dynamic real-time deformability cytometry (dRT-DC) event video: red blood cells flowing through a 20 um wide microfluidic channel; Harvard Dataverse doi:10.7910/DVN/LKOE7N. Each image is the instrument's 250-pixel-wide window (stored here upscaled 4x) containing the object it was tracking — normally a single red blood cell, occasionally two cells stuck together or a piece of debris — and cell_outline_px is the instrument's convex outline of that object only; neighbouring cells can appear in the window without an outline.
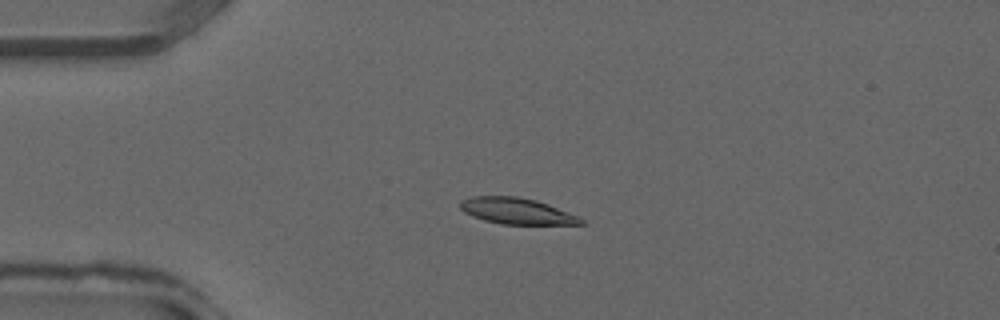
{"species": "common noctule bat (a hibernating species)", "species_latin": "Nyctalus noctula", "temperature_condition": "warm", "stored_images_in_passage": 29, "camera_frame_rate_fps": 3000, "um_per_image_px": 0.085, "animal": {"sex": "male", "forearm_length_mm": 52.5}, "frame": {"image": 1, "passage_image": 1, "time_ms": 0.0, "image_size_px": [1000, 320], "cell_outline_px": [[584, 224], [500, 224], [484, 220], [472, 216], [464, 212], [460, 208], [460, 200], [472, 196], [516, 196], [536, 200], [548, 204], [580, 216], [584, 220]], "centroid_in_image_um": [43.92, 17.93], "position_along_channel_um": 41.1, "area_um2": 18.5}}
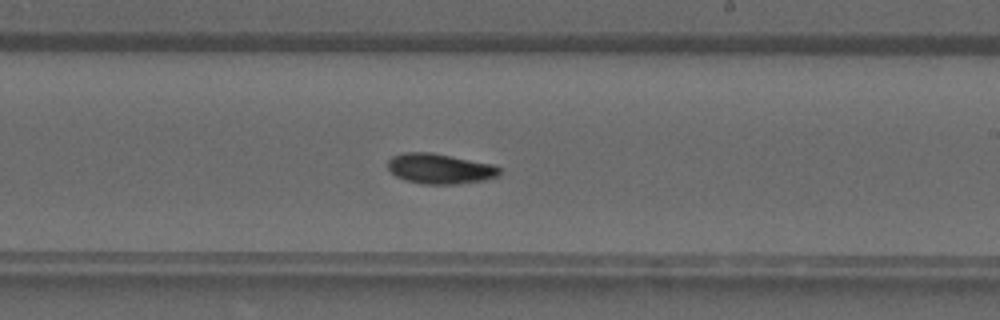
{"frame": {"image": 2, "passage_image": 14, "time_ms": 4.333, "image_size_px": [1000, 320], "cell_outline_px": [[500, 172], [496, 176], [484, 180], [456, 184], [424, 184], [404, 180], [396, 176], [388, 168], [388, 160], [392, 156], [404, 152], [432, 152], [492, 164], [500, 168]], "centroid_in_image_um": [37.36, 14.33], "position_along_channel_um": 251.6, "area_um2": 19.59}}
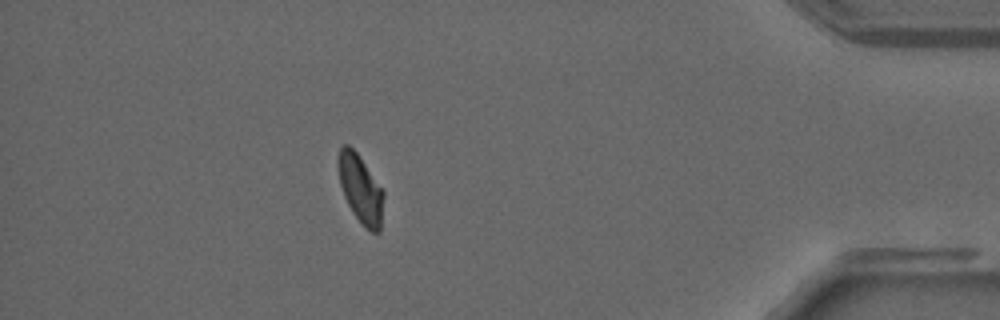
{"frame": {"image": 3, "passage_image": 25, "time_ms": 8.0, "image_size_px": [1000, 320], "cell_outline_px": [[384, 196], [380, 232], [372, 232], [364, 228], [352, 212], [344, 196], [340, 184], [336, 168], [336, 160], [340, 148], [344, 144], [348, 144], [356, 152], [384, 192]], "centroid_in_image_um": [30.61, 16.06], "position_along_channel_um": 404.6, "area_um2": 18.15}}